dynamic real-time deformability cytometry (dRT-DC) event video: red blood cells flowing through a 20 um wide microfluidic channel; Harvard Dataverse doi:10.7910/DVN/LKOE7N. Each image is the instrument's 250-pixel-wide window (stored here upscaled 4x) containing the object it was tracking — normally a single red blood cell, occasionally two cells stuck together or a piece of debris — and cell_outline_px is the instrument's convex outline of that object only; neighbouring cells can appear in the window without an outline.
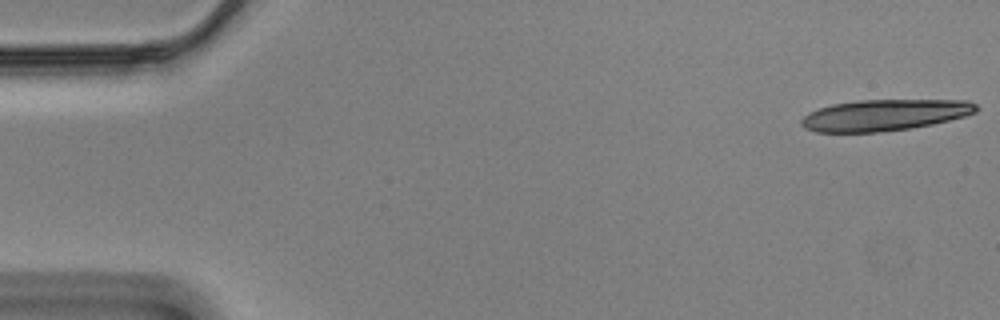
{"species": "Egyptian fruit bat (a non-hibernating species)", "species_latin": "Rousettus aegyptiacus", "temperature_condition": "cold", "stored_images_in_passage": 10, "camera_frame_rate_fps": 3000, "um_per_image_px": 0.085, "animal": {"sex": "male"}, "frame": {"image": 1, "passage_image": 1, "time_ms": 0.0, "image_size_px": [1000, 320], "cell_outline_px": [[980, 108], [976, 112], [964, 116], [932, 124], [912, 128], [876, 132], [816, 132], [804, 128], [800, 124], [800, 120], [804, 116], [820, 108], [832, 104], [860, 100], [968, 100], [976, 104]], "centroid_in_image_um": [75.2, 9.78], "position_along_channel_um": 9.8, "area_um2": 31.79}}